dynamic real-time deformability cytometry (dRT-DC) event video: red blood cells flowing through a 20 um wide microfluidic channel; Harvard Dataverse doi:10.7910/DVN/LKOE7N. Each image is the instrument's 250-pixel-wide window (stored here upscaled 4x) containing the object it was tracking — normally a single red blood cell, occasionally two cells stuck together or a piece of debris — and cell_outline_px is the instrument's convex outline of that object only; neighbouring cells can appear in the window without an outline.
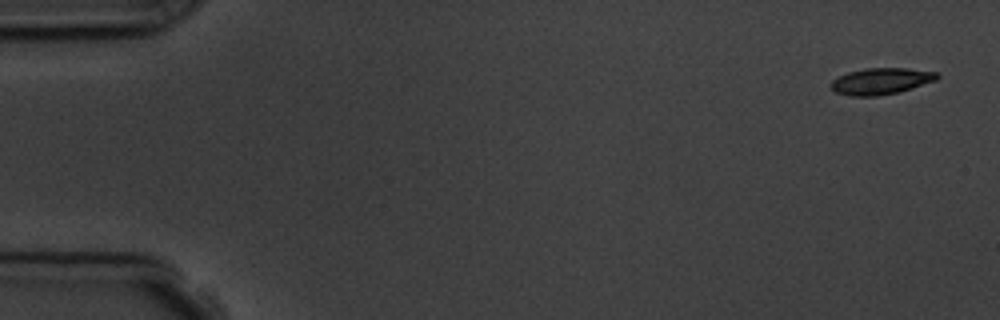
{"species": "common noctule bat (a hibernating species)", "species_latin": "Nyctalus noctula", "temperature_condition": "room temperature", "stored_images_in_passage": 6, "segment_of_instrument_passage": [2, 2], "camera_frame_rate_fps": 3000, "um_per_image_px": 0.085, "animal": {"sex": "male", "body_mass_g": 19.5, "forearm_length_mm": 54.6}, "frame": {"image": 1, "passage_image": 6, "time_ms": 6.667, "image_size_px": [1000, 320], "cell_outline_px": [[940, 76], [936, 80], [900, 92], [880, 96], [848, 96], [836, 92], [828, 84], [832, 80], [848, 72], [864, 68], [908, 68], [936, 72]], "centroid_in_image_um": [74.87, 6.9], "position_along_channel_um": 10.1, "area_um2": 16.47}}